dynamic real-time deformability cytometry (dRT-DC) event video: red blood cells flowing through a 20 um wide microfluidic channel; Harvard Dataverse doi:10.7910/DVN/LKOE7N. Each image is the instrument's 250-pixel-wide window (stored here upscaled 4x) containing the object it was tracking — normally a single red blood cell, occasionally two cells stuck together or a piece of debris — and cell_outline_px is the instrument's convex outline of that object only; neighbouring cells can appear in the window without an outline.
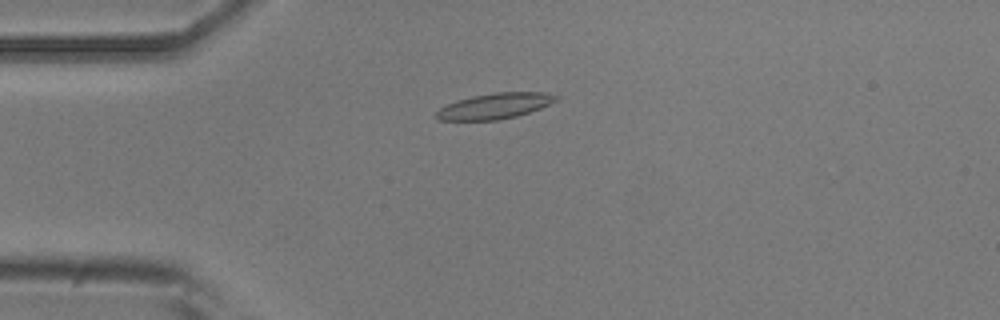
{"species": "common noctule bat (a hibernating species)", "species_latin": "Nyctalus noctula", "temperature_condition": "room temperature", "stored_images_in_passage": 3, "camera_frame_rate_fps": 3000, "um_per_image_px": 0.085, "animal": {"sex": "male", "body_mass_g": 20.5, "forearm_length_mm": 52.5}, "frame": {"image": 1, "passage_image": 1, "time_ms": 0.0, "image_size_px": [1000, 320], "cell_outline_px": [[560, 100], [540, 108], [516, 116], [496, 120], [440, 120], [432, 116], [440, 108], [456, 100], [472, 96], [496, 92], [544, 92], [560, 96]], "centroid_in_image_um": [42.07, 9.0], "position_along_channel_um": 42.9, "area_um2": 17.98}}
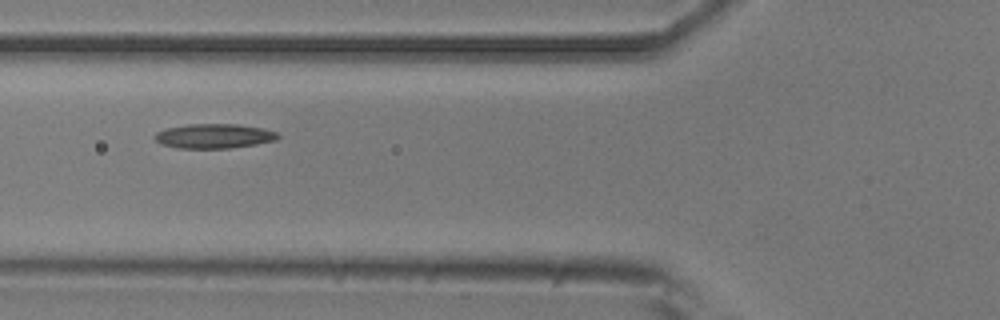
{"frame": {"image": 2, "passage_image": 3, "time_ms": 2.333, "image_size_px": [1000, 320], "cell_outline_px": [[280, 136], [276, 140], [256, 144], [228, 148], [176, 148], [160, 144], [152, 136], [156, 132], [168, 128], [188, 124], [240, 124], [264, 128], [276, 132]], "centroid_in_image_um": [18.18, 11.56], "position_along_channel_um": 107.6, "area_um2": 17.69}}